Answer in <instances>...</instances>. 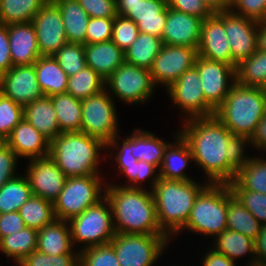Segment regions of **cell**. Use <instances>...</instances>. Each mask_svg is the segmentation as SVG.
<instances>
[{
    "label": "cell",
    "instance_id": "cell-39",
    "mask_svg": "<svg viewBox=\"0 0 266 266\" xmlns=\"http://www.w3.org/2000/svg\"><path fill=\"white\" fill-rule=\"evenodd\" d=\"M32 195L26 176L8 180L0 188V214L18 211Z\"/></svg>",
    "mask_w": 266,
    "mask_h": 266
},
{
    "label": "cell",
    "instance_id": "cell-17",
    "mask_svg": "<svg viewBox=\"0 0 266 266\" xmlns=\"http://www.w3.org/2000/svg\"><path fill=\"white\" fill-rule=\"evenodd\" d=\"M0 91L21 106L44 97L34 64L13 66L0 75Z\"/></svg>",
    "mask_w": 266,
    "mask_h": 266
},
{
    "label": "cell",
    "instance_id": "cell-57",
    "mask_svg": "<svg viewBox=\"0 0 266 266\" xmlns=\"http://www.w3.org/2000/svg\"><path fill=\"white\" fill-rule=\"evenodd\" d=\"M255 255L250 262V265H265L266 266V225H262L259 235L254 241Z\"/></svg>",
    "mask_w": 266,
    "mask_h": 266
},
{
    "label": "cell",
    "instance_id": "cell-60",
    "mask_svg": "<svg viewBox=\"0 0 266 266\" xmlns=\"http://www.w3.org/2000/svg\"><path fill=\"white\" fill-rule=\"evenodd\" d=\"M213 12L230 10L233 0H203Z\"/></svg>",
    "mask_w": 266,
    "mask_h": 266
},
{
    "label": "cell",
    "instance_id": "cell-52",
    "mask_svg": "<svg viewBox=\"0 0 266 266\" xmlns=\"http://www.w3.org/2000/svg\"><path fill=\"white\" fill-rule=\"evenodd\" d=\"M80 6L87 12L89 17L115 18L116 1L115 0H78Z\"/></svg>",
    "mask_w": 266,
    "mask_h": 266
},
{
    "label": "cell",
    "instance_id": "cell-7",
    "mask_svg": "<svg viewBox=\"0 0 266 266\" xmlns=\"http://www.w3.org/2000/svg\"><path fill=\"white\" fill-rule=\"evenodd\" d=\"M68 223L72 244L76 241L86 244L85 247L103 245L110 243L116 235L111 204L105 196L103 201L100 200L81 214L70 218Z\"/></svg>",
    "mask_w": 266,
    "mask_h": 266
},
{
    "label": "cell",
    "instance_id": "cell-6",
    "mask_svg": "<svg viewBox=\"0 0 266 266\" xmlns=\"http://www.w3.org/2000/svg\"><path fill=\"white\" fill-rule=\"evenodd\" d=\"M207 183L196 197L184 229L217 236L227 229V204L233 192L229 184Z\"/></svg>",
    "mask_w": 266,
    "mask_h": 266
},
{
    "label": "cell",
    "instance_id": "cell-12",
    "mask_svg": "<svg viewBox=\"0 0 266 266\" xmlns=\"http://www.w3.org/2000/svg\"><path fill=\"white\" fill-rule=\"evenodd\" d=\"M198 49L163 44L150 69L153 84H165L167 89L188 69L195 66Z\"/></svg>",
    "mask_w": 266,
    "mask_h": 266
},
{
    "label": "cell",
    "instance_id": "cell-24",
    "mask_svg": "<svg viewBox=\"0 0 266 266\" xmlns=\"http://www.w3.org/2000/svg\"><path fill=\"white\" fill-rule=\"evenodd\" d=\"M84 50L87 67L92 68L105 80L125 62V52L112 40L85 44Z\"/></svg>",
    "mask_w": 266,
    "mask_h": 266
},
{
    "label": "cell",
    "instance_id": "cell-9",
    "mask_svg": "<svg viewBox=\"0 0 266 266\" xmlns=\"http://www.w3.org/2000/svg\"><path fill=\"white\" fill-rule=\"evenodd\" d=\"M101 180L98 174L67 177L59 197L53 202L56 219L68 221L103 200Z\"/></svg>",
    "mask_w": 266,
    "mask_h": 266
},
{
    "label": "cell",
    "instance_id": "cell-47",
    "mask_svg": "<svg viewBox=\"0 0 266 266\" xmlns=\"http://www.w3.org/2000/svg\"><path fill=\"white\" fill-rule=\"evenodd\" d=\"M19 266H79V254L47 255L33 251L25 256Z\"/></svg>",
    "mask_w": 266,
    "mask_h": 266
},
{
    "label": "cell",
    "instance_id": "cell-22",
    "mask_svg": "<svg viewBox=\"0 0 266 266\" xmlns=\"http://www.w3.org/2000/svg\"><path fill=\"white\" fill-rule=\"evenodd\" d=\"M5 143L17 157L31 159L49 156L50 141L24 118L11 131Z\"/></svg>",
    "mask_w": 266,
    "mask_h": 266
},
{
    "label": "cell",
    "instance_id": "cell-10",
    "mask_svg": "<svg viewBox=\"0 0 266 266\" xmlns=\"http://www.w3.org/2000/svg\"><path fill=\"white\" fill-rule=\"evenodd\" d=\"M166 234H121L111 240L120 266H152L168 243Z\"/></svg>",
    "mask_w": 266,
    "mask_h": 266
},
{
    "label": "cell",
    "instance_id": "cell-1",
    "mask_svg": "<svg viewBox=\"0 0 266 266\" xmlns=\"http://www.w3.org/2000/svg\"><path fill=\"white\" fill-rule=\"evenodd\" d=\"M180 134L188 142L193 161L200 165L209 183L234 181L240 164L243 143L215 116L184 119Z\"/></svg>",
    "mask_w": 266,
    "mask_h": 266
},
{
    "label": "cell",
    "instance_id": "cell-3",
    "mask_svg": "<svg viewBox=\"0 0 266 266\" xmlns=\"http://www.w3.org/2000/svg\"><path fill=\"white\" fill-rule=\"evenodd\" d=\"M266 114V93L263 88L247 87L235 82L214 115L246 147L256 125Z\"/></svg>",
    "mask_w": 266,
    "mask_h": 266
},
{
    "label": "cell",
    "instance_id": "cell-50",
    "mask_svg": "<svg viewBox=\"0 0 266 266\" xmlns=\"http://www.w3.org/2000/svg\"><path fill=\"white\" fill-rule=\"evenodd\" d=\"M156 168L157 167L155 165L143 161H138L132 166H127V168H125L122 171V173H124L127 176L129 181L131 182V185L130 184L129 185L127 184L125 186L122 185V187L139 188L140 186H136L139 181L141 182L142 180H145V178L152 176V178L153 177L154 178L151 182L152 183L151 189H153L155 183L159 180L158 174L156 176L152 175L155 172Z\"/></svg>",
    "mask_w": 266,
    "mask_h": 266
},
{
    "label": "cell",
    "instance_id": "cell-44",
    "mask_svg": "<svg viewBox=\"0 0 266 266\" xmlns=\"http://www.w3.org/2000/svg\"><path fill=\"white\" fill-rule=\"evenodd\" d=\"M79 266H120L111 243L82 247L79 251Z\"/></svg>",
    "mask_w": 266,
    "mask_h": 266
},
{
    "label": "cell",
    "instance_id": "cell-62",
    "mask_svg": "<svg viewBox=\"0 0 266 266\" xmlns=\"http://www.w3.org/2000/svg\"><path fill=\"white\" fill-rule=\"evenodd\" d=\"M116 4H135L140 2V0H115Z\"/></svg>",
    "mask_w": 266,
    "mask_h": 266
},
{
    "label": "cell",
    "instance_id": "cell-45",
    "mask_svg": "<svg viewBox=\"0 0 266 266\" xmlns=\"http://www.w3.org/2000/svg\"><path fill=\"white\" fill-rule=\"evenodd\" d=\"M23 106L0 94V135L6 139L23 119Z\"/></svg>",
    "mask_w": 266,
    "mask_h": 266
},
{
    "label": "cell",
    "instance_id": "cell-8",
    "mask_svg": "<svg viewBox=\"0 0 266 266\" xmlns=\"http://www.w3.org/2000/svg\"><path fill=\"white\" fill-rule=\"evenodd\" d=\"M108 90L81 100V131L96 137L106 144V148H117V115L113 99Z\"/></svg>",
    "mask_w": 266,
    "mask_h": 266
},
{
    "label": "cell",
    "instance_id": "cell-53",
    "mask_svg": "<svg viewBox=\"0 0 266 266\" xmlns=\"http://www.w3.org/2000/svg\"><path fill=\"white\" fill-rule=\"evenodd\" d=\"M16 153L5 143L0 147V188L10 179L15 178Z\"/></svg>",
    "mask_w": 266,
    "mask_h": 266
},
{
    "label": "cell",
    "instance_id": "cell-36",
    "mask_svg": "<svg viewBox=\"0 0 266 266\" xmlns=\"http://www.w3.org/2000/svg\"><path fill=\"white\" fill-rule=\"evenodd\" d=\"M48 0H0V23L31 22Z\"/></svg>",
    "mask_w": 266,
    "mask_h": 266
},
{
    "label": "cell",
    "instance_id": "cell-51",
    "mask_svg": "<svg viewBox=\"0 0 266 266\" xmlns=\"http://www.w3.org/2000/svg\"><path fill=\"white\" fill-rule=\"evenodd\" d=\"M168 7L173 10L205 19L214 12L203 0H167Z\"/></svg>",
    "mask_w": 266,
    "mask_h": 266
},
{
    "label": "cell",
    "instance_id": "cell-18",
    "mask_svg": "<svg viewBox=\"0 0 266 266\" xmlns=\"http://www.w3.org/2000/svg\"><path fill=\"white\" fill-rule=\"evenodd\" d=\"M26 177L34 196L54 202L67 177L50 156L31 159Z\"/></svg>",
    "mask_w": 266,
    "mask_h": 266
},
{
    "label": "cell",
    "instance_id": "cell-54",
    "mask_svg": "<svg viewBox=\"0 0 266 266\" xmlns=\"http://www.w3.org/2000/svg\"><path fill=\"white\" fill-rule=\"evenodd\" d=\"M24 227L26 226L18 211L0 214V239L21 231Z\"/></svg>",
    "mask_w": 266,
    "mask_h": 266
},
{
    "label": "cell",
    "instance_id": "cell-48",
    "mask_svg": "<svg viewBox=\"0 0 266 266\" xmlns=\"http://www.w3.org/2000/svg\"><path fill=\"white\" fill-rule=\"evenodd\" d=\"M114 19L90 17L86 28L85 44H95L111 40Z\"/></svg>",
    "mask_w": 266,
    "mask_h": 266
},
{
    "label": "cell",
    "instance_id": "cell-20",
    "mask_svg": "<svg viewBox=\"0 0 266 266\" xmlns=\"http://www.w3.org/2000/svg\"><path fill=\"white\" fill-rule=\"evenodd\" d=\"M167 7V0H140L135 4H116V12L134 21L139 32L162 38Z\"/></svg>",
    "mask_w": 266,
    "mask_h": 266
},
{
    "label": "cell",
    "instance_id": "cell-43",
    "mask_svg": "<svg viewBox=\"0 0 266 266\" xmlns=\"http://www.w3.org/2000/svg\"><path fill=\"white\" fill-rule=\"evenodd\" d=\"M233 195L249 210L255 218L266 225V195L263 193L244 190L235 180L229 183Z\"/></svg>",
    "mask_w": 266,
    "mask_h": 266
},
{
    "label": "cell",
    "instance_id": "cell-40",
    "mask_svg": "<svg viewBox=\"0 0 266 266\" xmlns=\"http://www.w3.org/2000/svg\"><path fill=\"white\" fill-rule=\"evenodd\" d=\"M106 89L105 79L90 67H85L68 77L66 93L78 99H85Z\"/></svg>",
    "mask_w": 266,
    "mask_h": 266
},
{
    "label": "cell",
    "instance_id": "cell-16",
    "mask_svg": "<svg viewBox=\"0 0 266 266\" xmlns=\"http://www.w3.org/2000/svg\"><path fill=\"white\" fill-rule=\"evenodd\" d=\"M223 23L231 48L232 61L237 66L257 51L259 22L235 14L230 9L223 11Z\"/></svg>",
    "mask_w": 266,
    "mask_h": 266
},
{
    "label": "cell",
    "instance_id": "cell-55",
    "mask_svg": "<svg viewBox=\"0 0 266 266\" xmlns=\"http://www.w3.org/2000/svg\"><path fill=\"white\" fill-rule=\"evenodd\" d=\"M12 67L8 25L0 23V75L7 72Z\"/></svg>",
    "mask_w": 266,
    "mask_h": 266
},
{
    "label": "cell",
    "instance_id": "cell-49",
    "mask_svg": "<svg viewBox=\"0 0 266 266\" xmlns=\"http://www.w3.org/2000/svg\"><path fill=\"white\" fill-rule=\"evenodd\" d=\"M231 10L259 23L266 20V0H233Z\"/></svg>",
    "mask_w": 266,
    "mask_h": 266
},
{
    "label": "cell",
    "instance_id": "cell-28",
    "mask_svg": "<svg viewBox=\"0 0 266 266\" xmlns=\"http://www.w3.org/2000/svg\"><path fill=\"white\" fill-rule=\"evenodd\" d=\"M34 66L37 82L44 96L51 97L66 93L68 75L53 56H40Z\"/></svg>",
    "mask_w": 266,
    "mask_h": 266
},
{
    "label": "cell",
    "instance_id": "cell-61",
    "mask_svg": "<svg viewBox=\"0 0 266 266\" xmlns=\"http://www.w3.org/2000/svg\"><path fill=\"white\" fill-rule=\"evenodd\" d=\"M257 50L266 52V20L258 24Z\"/></svg>",
    "mask_w": 266,
    "mask_h": 266
},
{
    "label": "cell",
    "instance_id": "cell-2",
    "mask_svg": "<svg viewBox=\"0 0 266 266\" xmlns=\"http://www.w3.org/2000/svg\"><path fill=\"white\" fill-rule=\"evenodd\" d=\"M102 192L111 204L116 233L165 234L158 223L152 191L112 184Z\"/></svg>",
    "mask_w": 266,
    "mask_h": 266
},
{
    "label": "cell",
    "instance_id": "cell-15",
    "mask_svg": "<svg viewBox=\"0 0 266 266\" xmlns=\"http://www.w3.org/2000/svg\"><path fill=\"white\" fill-rule=\"evenodd\" d=\"M31 23L35 28L41 56H53L68 43L60 9L53 0L43 5Z\"/></svg>",
    "mask_w": 266,
    "mask_h": 266
},
{
    "label": "cell",
    "instance_id": "cell-32",
    "mask_svg": "<svg viewBox=\"0 0 266 266\" xmlns=\"http://www.w3.org/2000/svg\"><path fill=\"white\" fill-rule=\"evenodd\" d=\"M162 46V38L139 32L136 40L125 51V62L150 70Z\"/></svg>",
    "mask_w": 266,
    "mask_h": 266
},
{
    "label": "cell",
    "instance_id": "cell-14",
    "mask_svg": "<svg viewBox=\"0 0 266 266\" xmlns=\"http://www.w3.org/2000/svg\"><path fill=\"white\" fill-rule=\"evenodd\" d=\"M195 67L200 75L205 100L216 110L236 82V69L226 63L207 60L200 56L197 57ZM230 81L231 84L228 83Z\"/></svg>",
    "mask_w": 266,
    "mask_h": 266
},
{
    "label": "cell",
    "instance_id": "cell-27",
    "mask_svg": "<svg viewBox=\"0 0 266 266\" xmlns=\"http://www.w3.org/2000/svg\"><path fill=\"white\" fill-rule=\"evenodd\" d=\"M23 117L50 142L60 134L57 115L50 97L44 96L24 106Z\"/></svg>",
    "mask_w": 266,
    "mask_h": 266
},
{
    "label": "cell",
    "instance_id": "cell-58",
    "mask_svg": "<svg viewBox=\"0 0 266 266\" xmlns=\"http://www.w3.org/2000/svg\"><path fill=\"white\" fill-rule=\"evenodd\" d=\"M246 142L249 144L251 142L257 149H264L266 151V114L256 125L253 134Z\"/></svg>",
    "mask_w": 266,
    "mask_h": 266
},
{
    "label": "cell",
    "instance_id": "cell-21",
    "mask_svg": "<svg viewBox=\"0 0 266 266\" xmlns=\"http://www.w3.org/2000/svg\"><path fill=\"white\" fill-rule=\"evenodd\" d=\"M203 20L167 7L166 23L162 34L163 44L198 49Z\"/></svg>",
    "mask_w": 266,
    "mask_h": 266
},
{
    "label": "cell",
    "instance_id": "cell-26",
    "mask_svg": "<svg viewBox=\"0 0 266 266\" xmlns=\"http://www.w3.org/2000/svg\"><path fill=\"white\" fill-rule=\"evenodd\" d=\"M68 221L56 219L37 233L36 250L47 255L79 254L73 252ZM67 224V225H66ZM68 226V227H67Z\"/></svg>",
    "mask_w": 266,
    "mask_h": 266
},
{
    "label": "cell",
    "instance_id": "cell-19",
    "mask_svg": "<svg viewBox=\"0 0 266 266\" xmlns=\"http://www.w3.org/2000/svg\"><path fill=\"white\" fill-rule=\"evenodd\" d=\"M198 55L237 68L232 61L231 48L224 29L223 11L214 12L203 20Z\"/></svg>",
    "mask_w": 266,
    "mask_h": 266
},
{
    "label": "cell",
    "instance_id": "cell-34",
    "mask_svg": "<svg viewBox=\"0 0 266 266\" xmlns=\"http://www.w3.org/2000/svg\"><path fill=\"white\" fill-rule=\"evenodd\" d=\"M262 224L232 195L227 204V229L239 232L256 240Z\"/></svg>",
    "mask_w": 266,
    "mask_h": 266
},
{
    "label": "cell",
    "instance_id": "cell-64",
    "mask_svg": "<svg viewBox=\"0 0 266 266\" xmlns=\"http://www.w3.org/2000/svg\"><path fill=\"white\" fill-rule=\"evenodd\" d=\"M248 266H265V265H258V264H255V265H248Z\"/></svg>",
    "mask_w": 266,
    "mask_h": 266
},
{
    "label": "cell",
    "instance_id": "cell-30",
    "mask_svg": "<svg viewBox=\"0 0 266 266\" xmlns=\"http://www.w3.org/2000/svg\"><path fill=\"white\" fill-rule=\"evenodd\" d=\"M50 98L57 115L60 133L81 132V99L68 93L53 95Z\"/></svg>",
    "mask_w": 266,
    "mask_h": 266
},
{
    "label": "cell",
    "instance_id": "cell-63",
    "mask_svg": "<svg viewBox=\"0 0 266 266\" xmlns=\"http://www.w3.org/2000/svg\"><path fill=\"white\" fill-rule=\"evenodd\" d=\"M5 144V139L0 135V147Z\"/></svg>",
    "mask_w": 266,
    "mask_h": 266
},
{
    "label": "cell",
    "instance_id": "cell-46",
    "mask_svg": "<svg viewBox=\"0 0 266 266\" xmlns=\"http://www.w3.org/2000/svg\"><path fill=\"white\" fill-rule=\"evenodd\" d=\"M139 35L137 24L131 19L117 15L114 19L111 40L122 50L126 51Z\"/></svg>",
    "mask_w": 266,
    "mask_h": 266
},
{
    "label": "cell",
    "instance_id": "cell-42",
    "mask_svg": "<svg viewBox=\"0 0 266 266\" xmlns=\"http://www.w3.org/2000/svg\"><path fill=\"white\" fill-rule=\"evenodd\" d=\"M53 57L57 60L59 66L68 77L75 75L87 66L84 44L67 43L63 45Z\"/></svg>",
    "mask_w": 266,
    "mask_h": 266
},
{
    "label": "cell",
    "instance_id": "cell-4",
    "mask_svg": "<svg viewBox=\"0 0 266 266\" xmlns=\"http://www.w3.org/2000/svg\"><path fill=\"white\" fill-rule=\"evenodd\" d=\"M204 185V186H203ZM159 178L153 187L156 215L161 230L171 238L188 222L194 201L206 184ZM169 228V229H168Z\"/></svg>",
    "mask_w": 266,
    "mask_h": 266
},
{
    "label": "cell",
    "instance_id": "cell-56",
    "mask_svg": "<svg viewBox=\"0 0 266 266\" xmlns=\"http://www.w3.org/2000/svg\"><path fill=\"white\" fill-rule=\"evenodd\" d=\"M116 156V162L118 163L119 171H123L127 166H132L138 160L132 155L131 150V135L130 137H126L124 142L122 143V147L118 150Z\"/></svg>",
    "mask_w": 266,
    "mask_h": 266
},
{
    "label": "cell",
    "instance_id": "cell-5",
    "mask_svg": "<svg viewBox=\"0 0 266 266\" xmlns=\"http://www.w3.org/2000/svg\"><path fill=\"white\" fill-rule=\"evenodd\" d=\"M105 148L102 140L82 131L66 132L50 142L49 156L66 177L96 175L99 174L98 151Z\"/></svg>",
    "mask_w": 266,
    "mask_h": 266
},
{
    "label": "cell",
    "instance_id": "cell-11",
    "mask_svg": "<svg viewBox=\"0 0 266 266\" xmlns=\"http://www.w3.org/2000/svg\"><path fill=\"white\" fill-rule=\"evenodd\" d=\"M106 86L126 103L148 100L155 88L150 70L124 62L106 80Z\"/></svg>",
    "mask_w": 266,
    "mask_h": 266
},
{
    "label": "cell",
    "instance_id": "cell-59",
    "mask_svg": "<svg viewBox=\"0 0 266 266\" xmlns=\"http://www.w3.org/2000/svg\"><path fill=\"white\" fill-rule=\"evenodd\" d=\"M203 260L204 266H235L234 260L216 251L209 250Z\"/></svg>",
    "mask_w": 266,
    "mask_h": 266
},
{
    "label": "cell",
    "instance_id": "cell-41",
    "mask_svg": "<svg viewBox=\"0 0 266 266\" xmlns=\"http://www.w3.org/2000/svg\"><path fill=\"white\" fill-rule=\"evenodd\" d=\"M215 237L216 247L213 250L227 256L231 260H236V258H240L246 253H250L252 256L255 255L254 240L239 232L226 229Z\"/></svg>",
    "mask_w": 266,
    "mask_h": 266
},
{
    "label": "cell",
    "instance_id": "cell-31",
    "mask_svg": "<svg viewBox=\"0 0 266 266\" xmlns=\"http://www.w3.org/2000/svg\"><path fill=\"white\" fill-rule=\"evenodd\" d=\"M167 143L150 132L136 129L131 136L132 155L138 160L161 166Z\"/></svg>",
    "mask_w": 266,
    "mask_h": 266
},
{
    "label": "cell",
    "instance_id": "cell-37",
    "mask_svg": "<svg viewBox=\"0 0 266 266\" xmlns=\"http://www.w3.org/2000/svg\"><path fill=\"white\" fill-rule=\"evenodd\" d=\"M38 231L24 227L21 231L4 236L0 239V251L7 257H12L17 264L27 255H30L37 248Z\"/></svg>",
    "mask_w": 266,
    "mask_h": 266
},
{
    "label": "cell",
    "instance_id": "cell-38",
    "mask_svg": "<svg viewBox=\"0 0 266 266\" xmlns=\"http://www.w3.org/2000/svg\"><path fill=\"white\" fill-rule=\"evenodd\" d=\"M236 82L247 87H266V52L257 50L236 68Z\"/></svg>",
    "mask_w": 266,
    "mask_h": 266
},
{
    "label": "cell",
    "instance_id": "cell-33",
    "mask_svg": "<svg viewBox=\"0 0 266 266\" xmlns=\"http://www.w3.org/2000/svg\"><path fill=\"white\" fill-rule=\"evenodd\" d=\"M242 153L235 181L244 189L266 195V160Z\"/></svg>",
    "mask_w": 266,
    "mask_h": 266
},
{
    "label": "cell",
    "instance_id": "cell-13",
    "mask_svg": "<svg viewBox=\"0 0 266 266\" xmlns=\"http://www.w3.org/2000/svg\"><path fill=\"white\" fill-rule=\"evenodd\" d=\"M171 99L187 113V119L209 117L215 110L206 102L195 66L185 71L169 88Z\"/></svg>",
    "mask_w": 266,
    "mask_h": 266
},
{
    "label": "cell",
    "instance_id": "cell-35",
    "mask_svg": "<svg viewBox=\"0 0 266 266\" xmlns=\"http://www.w3.org/2000/svg\"><path fill=\"white\" fill-rule=\"evenodd\" d=\"M26 227L41 230L56 220L53 202L32 195L18 210Z\"/></svg>",
    "mask_w": 266,
    "mask_h": 266
},
{
    "label": "cell",
    "instance_id": "cell-25",
    "mask_svg": "<svg viewBox=\"0 0 266 266\" xmlns=\"http://www.w3.org/2000/svg\"><path fill=\"white\" fill-rule=\"evenodd\" d=\"M176 136L177 143H168L164 151L162 164L158 171L159 178L192 181L193 179H190L183 172L186 166H188L189 159L193 161L191 148L180 133H177Z\"/></svg>",
    "mask_w": 266,
    "mask_h": 266
},
{
    "label": "cell",
    "instance_id": "cell-23",
    "mask_svg": "<svg viewBox=\"0 0 266 266\" xmlns=\"http://www.w3.org/2000/svg\"><path fill=\"white\" fill-rule=\"evenodd\" d=\"M8 35L13 66L34 64L41 56L31 22L9 24Z\"/></svg>",
    "mask_w": 266,
    "mask_h": 266
},
{
    "label": "cell",
    "instance_id": "cell-29",
    "mask_svg": "<svg viewBox=\"0 0 266 266\" xmlns=\"http://www.w3.org/2000/svg\"><path fill=\"white\" fill-rule=\"evenodd\" d=\"M59 7L68 43L85 45L89 15L78 0H53Z\"/></svg>",
    "mask_w": 266,
    "mask_h": 266
}]
</instances>
